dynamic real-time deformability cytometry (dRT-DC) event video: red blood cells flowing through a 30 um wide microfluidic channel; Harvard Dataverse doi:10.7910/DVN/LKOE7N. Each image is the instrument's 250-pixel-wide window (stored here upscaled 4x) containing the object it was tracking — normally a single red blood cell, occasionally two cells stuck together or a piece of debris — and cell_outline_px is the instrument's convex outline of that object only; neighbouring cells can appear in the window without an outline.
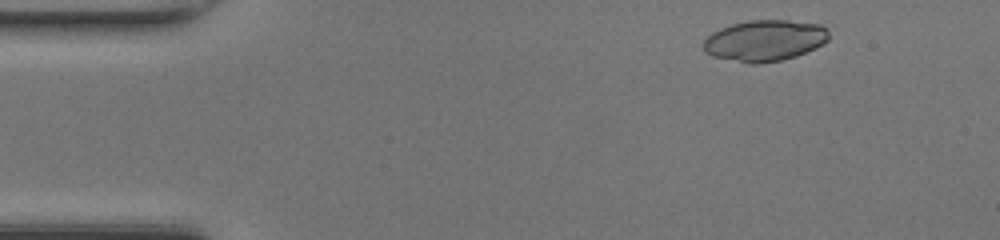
{"species": "common noctule bat (a hibernating species)", "species_latin": "Nyctalus noctula", "temperature_condition": "room temperature", "stored_images_in_passage": 43, "camera_frame_rate_fps": 3000, "um_per_image_px": 0.085, "animal": {"sex": "female", "body_mass_g": 17.0, "forearm_length_mm": 48.0}, "frame": {"image": 1, "passage_image": 1, "time_ms": 0.0, "image_size_px": [1000, 240], "cell_outline_px": [[828, 40], [816, 48], [796, 56], [780, 60], [756, 64], [748, 64], [712, 56], [704, 52], [704, 40], [712, 32], [720, 28], [732, 24], [748, 20], [788, 20], [820, 24], [828, 28]], "centroid_in_image_um": [65.0, 3.44], "position_along_channel_um": 20.0, "area_um2": 30.23}}
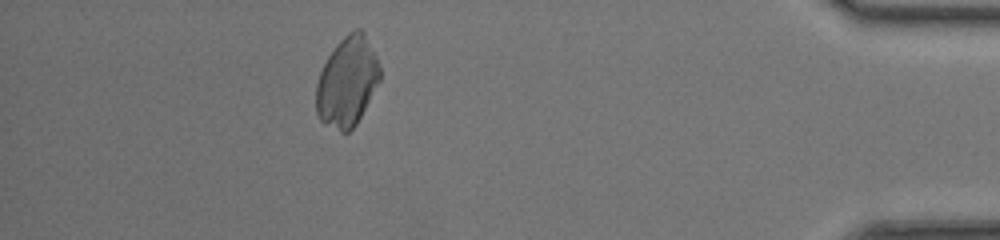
{"frame": {"image": 2, "passage_image": 38, "time_ms": 12.333, "image_size_px": [1000, 240], "cell_outline_px": [[380, 80], [356, 124], [348, 132], [340, 132], [324, 124], [320, 120], [316, 112], [316, 84], [320, 72], [328, 56], [336, 44], [348, 32], [356, 28], [360, 28], [364, 32], [376, 56], [380, 68]], "centroid_in_image_um": [29.5, 6.94], "position_along_channel_um": 405.7, "area_um2": 33.23}}